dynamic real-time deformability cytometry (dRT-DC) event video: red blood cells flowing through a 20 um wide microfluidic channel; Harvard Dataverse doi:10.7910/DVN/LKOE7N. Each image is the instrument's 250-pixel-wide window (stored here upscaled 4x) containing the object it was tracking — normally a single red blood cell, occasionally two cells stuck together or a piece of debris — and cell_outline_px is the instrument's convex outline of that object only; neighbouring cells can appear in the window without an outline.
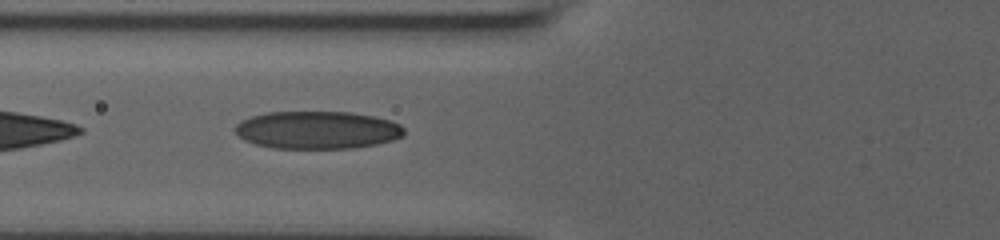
{"species": "human", "species_latin": "Homo sapiens", "temperature_condition": "room temperature", "stored_images_in_passage": 36, "camera_frame_rate_fps": 3000, "um_per_image_px": 0.085, "donor": {"sex": "male"}, "frame": {"image": 1, "passage_image": 3, "time_ms": 0.667, "image_size_px": [1000, 240], "cell_outline_px": [[404, 136], [392, 140], [376, 144], [356, 148], [272, 148], [256, 144], [244, 140], [236, 132], [236, 124], [240, 120], [252, 116], [268, 112], [352, 112], [372, 116], [388, 120], [400, 124], [404, 128]], "centroid_in_image_um": [26.98, 11.05], "position_along_channel_um": 98.8, "area_um2": 37.11}}
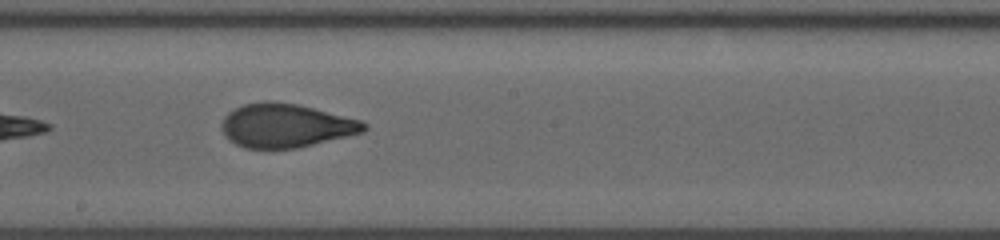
{"frame": {"image": 2, "passage_image": 13, "time_ms": 4.0, "image_size_px": [1000, 240], "cell_outline_px": [[368, 128], [364, 132], [296, 148], [244, 148], [228, 140], [220, 124], [224, 116], [228, 112], [244, 104], [264, 100], [272, 100], [296, 104], [360, 120], [368, 124]], "centroid_in_image_um": [24.26, 10.67], "position_along_channel_um": 223.9, "area_um2": 36.13}}
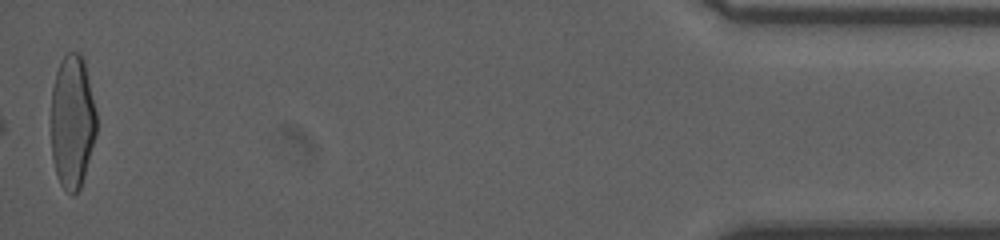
{"frame": {"image": 3, "passage_image": 36, "time_ms": 11.667, "image_size_px": [1000, 240], "cell_outline_px": [[96, 136], [84, 176], [80, 188], [72, 196], [60, 184], [56, 172], [52, 156], [52, 88], [56, 72], [64, 56], [68, 52], [80, 52], [84, 60], [96, 112]], "centroid_in_image_um": [6.15, 10.35], "position_along_channel_um": 429.0, "area_um2": 35.08}, "authors_computed_cell_mechanics": {"area_um2": 36.1828, "velocity_mm_per_s": 3.7398, "shape_relaxation_time_tau1_ms": 6.895, "shape_relaxation_time_tau2_ms": 0.9621, "deformation_change_tau1": 0.2381, "deformation_change_tau2": 0.0732}}